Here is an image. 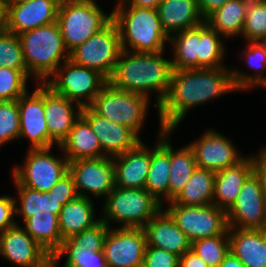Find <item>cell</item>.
Here are the masks:
<instances>
[{
    "label": "cell",
    "mask_w": 266,
    "mask_h": 267,
    "mask_svg": "<svg viewBox=\"0 0 266 267\" xmlns=\"http://www.w3.org/2000/svg\"><path fill=\"white\" fill-rule=\"evenodd\" d=\"M237 92L228 67L173 70L167 95L157 107L159 127L176 130L190 109Z\"/></svg>",
    "instance_id": "cell-1"
},
{
    "label": "cell",
    "mask_w": 266,
    "mask_h": 267,
    "mask_svg": "<svg viewBox=\"0 0 266 267\" xmlns=\"http://www.w3.org/2000/svg\"><path fill=\"white\" fill-rule=\"evenodd\" d=\"M165 51L133 52L122 50L108 83L123 91L141 94L150 99L156 92V107L167 95L173 71Z\"/></svg>",
    "instance_id": "cell-2"
},
{
    "label": "cell",
    "mask_w": 266,
    "mask_h": 267,
    "mask_svg": "<svg viewBox=\"0 0 266 267\" xmlns=\"http://www.w3.org/2000/svg\"><path fill=\"white\" fill-rule=\"evenodd\" d=\"M111 13L120 33L122 50L146 53L166 51L165 43L169 37L163 31L157 9L116 5Z\"/></svg>",
    "instance_id": "cell-3"
},
{
    "label": "cell",
    "mask_w": 266,
    "mask_h": 267,
    "mask_svg": "<svg viewBox=\"0 0 266 267\" xmlns=\"http://www.w3.org/2000/svg\"><path fill=\"white\" fill-rule=\"evenodd\" d=\"M18 36L27 73L36 78V83H45L63 62L70 59L57 21Z\"/></svg>",
    "instance_id": "cell-4"
},
{
    "label": "cell",
    "mask_w": 266,
    "mask_h": 267,
    "mask_svg": "<svg viewBox=\"0 0 266 267\" xmlns=\"http://www.w3.org/2000/svg\"><path fill=\"white\" fill-rule=\"evenodd\" d=\"M103 205L100 218L109 227L120 223L119 228H143L163 208L145 188L115 187Z\"/></svg>",
    "instance_id": "cell-5"
},
{
    "label": "cell",
    "mask_w": 266,
    "mask_h": 267,
    "mask_svg": "<svg viewBox=\"0 0 266 267\" xmlns=\"http://www.w3.org/2000/svg\"><path fill=\"white\" fill-rule=\"evenodd\" d=\"M112 20L96 0H61L57 22L69 53Z\"/></svg>",
    "instance_id": "cell-6"
},
{
    "label": "cell",
    "mask_w": 266,
    "mask_h": 267,
    "mask_svg": "<svg viewBox=\"0 0 266 267\" xmlns=\"http://www.w3.org/2000/svg\"><path fill=\"white\" fill-rule=\"evenodd\" d=\"M150 100L141 94L116 89L107 83L89 107L110 121L128 126L140 137Z\"/></svg>",
    "instance_id": "cell-7"
},
{
    "label": "cell",
    "mask_w": 266,
    "mask_h": 267,
    "mask_svg": "<svg viewBox=\"0 0 266 267\" xmlns=\"http://www.w3.org/2000/svg\"><path fill=\"white\" fill-rule=\"evenodd\" d=\"M107 83L108 79L99 71L75 64L70 59L45 82L56 94L81 107L89 106Z\"/></svg>",
    "instance_id": "cell-8"
},
{
    "label": "cell",
    "mask_w": 266,
    "mask_h": 267,
    "mask_svg": "<svg viewBox=\"0 0 266 267\" xmlns=\"http://www.w3.org/2000/svg\"><path fill=\"white\" fill-rule=\"evenodd\" d=\"M52 148L29 149L26 151L24 165H15L12 168V176L22 186L34 190L50 191L51 188L69 172V161L64 156L56 157L52 154Z\"/></svg>",
    "instance_id": "cell-9"
},
{
    "label": "cell",
    "mask_w": 266,
    "mask_h": 267,
    "mask_svg": "<svg viewBox=\"0 0 266 267\" xmlns=\"http://www.w3.org/2000/svg\"><path fill=\"white\" fill-rule=\"evenodd\" d=\"M122 52L120 33L111 20L104 28L70 52L75 64L99 71L107 79Z\"/></svg>",
    "instance_id": "cell-10"
},
{
    "label": "cell",
    "mask_w": 266,
    "mask_h": 267,
    "mask_svg": "<svg viewBox=\"0 0 266 267\" xmlns=\"http://www.w3.org/2000/svg\"><path fill=\"white\" fill-rule=\"evenodd\" d=\"M163 209L192 243L198 239L228 235L226 211L213 203L206 206L168 204Z\"/></svg>",
    "instance_id": "cell-11"
},
{
    "label": "cell",
    "mask_w": 266,
    "mask_h": 267,
    "mask_svg": "<svg viewBox=\"0 0 266 267\" xmlns=\"http://www.w3.org/2000/svg\"><path fill=\"white\" fill-rule=\"evenodd\" d=\"M226 214L229 228L266 229V198L254 171L243 183L237 199Z\"/></svg>",
    "instance_id": "cell-12"
},
{
    "label": "cell",
    "mask_w": 266,
    "mask_h": 267,
    "mask_svg": "<svg viewBox=\"0 0 266 267\" xmlns=\"http://www.w3.org/2000/svg\"><path fill=\"white\" fill-rule=\"evenodd\" d=\"M78 196L107 198L115 188L114 166L111 157L79 159L69 162Z\"/></svg>",
    "instance_id": "cell-13"
},
{
    "label": "cell",
    "mask_w": 266,
    "mask_h": 267,
    "mask_svg": "<svg viewBox=\"0 0 266 267\" xmlns=\"http://www.w3.org/2000/svg\"><path fill=\"white\" fill-rule=\"evenodd\" d=\"M147 237L143 228L110 227L103 253L108 267H142Z\"/></svg>",
    "instance_id": "cell-14"
},
{
    "label": "cell",
    "mask_w": 266,
    "mask_h": 267,
    "mask_svg": "<svg viewBox=\"0 0 266 267\" xmlns=\"http://www.w3.org/2000/svg\"><path fill=\"white\" fill-rule=\"evenodd\" d=\"M189 146L193 150L197 167L214 172L236 165L245 157L229 138L215 129H208Z\"/></svg>",
    "instance_id": "cell-15"
},
{
    "label": "cell",
    "mask_w": 266,
    "mask_h": 267,
    "mask_svg": "<svg viewBox=\"0 0 266 267\" xmlns=\"http://www.w3.org/2000/svg\"><path fill=\"white\" fill-rule=\"evenodd\" d=\"M19 139H28L29 149L48 148V130L44 117V83H37L29 94L27 90L18 100Z\"/></svg>",
    "instance_id": "cell-16"
},
{
    "label": "cell",
    "mask_w": 266,
    "mask_h": 267,
    "mask_svg": "<svg viewBox=\"0 0 266 267\" xmlns=\"http://www.w3.org/2000/svg\"><path fill=\"white\" fill-rule=\"evenodd\" d=\"M0 256L19 267H45L52 260L18 223L0 233Z\"/></svg>",
    "instance_id": "cell-17"
},
{
    "label": "cell",
    "mask_w": 266,
    "mask_h": 267,
    "mask_svg": "<svg viewBox=\"0 0 266 267\" xmlns=\"http://www.w3.org/2000/svg\"><path fill=\"white\" fill-rule=\"evenodd\" d=\"M81 110L82 107L78 103L56 94L44 83V117L48 130V148L61 145L74 122L81 116Z\"/></svg>",
    "instance_id": "cell-18"
},
{
    "label": "cell",
    "mask_w": 266,
    "mask_h": 267,
    "mask_svg": "<svg viewBox=\"0 0 266 267\" xmlns=\"http://www.w3.org/2000/svg\"><path fill=\"white\" fill-rule=\"evenodd\" d=\"M81 116L89 123L99 139L104 157H115L134 148L142 139L128 126L115 123L95 113L89 106L82 107Z\"/></svg>",
    "instance_id": "cell-19"
},
{
    "label": "cell",
    "mask_w": 266,
    "mask_h": 267,
    "mask_svg": "<svg viewBox=\"0 0 266 267\" xmlns=\"http://www.w3.org/2000/svg\"><path fill=\"white\" fill-rule=\"evenodd\" d=\"M61 0H30L7 7V31L17 35L57 21Z\"/></svg>",
    "instance_id": "cell-20"
},
{
    "label": "cell",
    "mask_w": 266,
    "mask_h": 267,
    "mask_svg": "<svg viewBox=\"0 0 266 267\" xmlns=\"http://www.w3.org/2000/svg\"><path fill=\"white\" fill-rule=\"evenodd\" d=\"M114 166L115 187L145 188L150 168L151 147L141 140L134 148L112 158Z\"/></svg>",
    "instance_id": "cell-21"
},
{
    "label": "cell",
    "mask_w": 266,
    "mask_h": 267,
    "mask_svg": "<svg viewBox=\"0 0 266 267\" xmlns=\"http://www.w3.org/2000/svg\"><path fill=\"white\" fill-rule=\"evenodd\" d=\"M174 130L159 128L156 145L151 148V161L145 189L163 206L168 202L170 176V135Z\"/></svg>",
    "instance_id": "cell-22"
},
{
    "label": "cell",
    "mask_w": 266,
    "mask_h": 267,
    "mask_svg": "<svg viewBox=\"0 0 266 267\" xmlns=\"http://www.w3.org/2000/svg\"><path fill=\"white\" fill-rule=\"evenodd\" d=\"M147 246L164 249L182 256L191 249V242L162 208L144 227Z\"/></svg>",
    "instance_id": "cell-23"
},
{
    "label": "cell",
    "mask_w": 266,
    "mask_h": 267,
    "mask_svg": "<svg viewBox=\"0 0 266 267\" xmlns=\"http://www.w3.org/2000/svg\"><path fill=\"white\" fill-rule=\"evenodd\" d=\"M254 171L252 155L245 156L236 165L216 172L212 203L227 211L237 199L243 183Z\"/></svg>",
    "instance_id": "cell-24"
},
{
    "label": "cell",
    "mask_w": 266,
    "mask_h": 267,
    "mask_svg": "<svg viewBox=\"0 0 266 267\" xmlns=\"http://www.w3.org/2000/svg\"><path fill=\"white\" fill-rule=\"evenodd\" d=\"M157 11L168 37L205 22L197 0H161Z\"/></svg>",
    "instance_id": "cell-25"
},
{
    "label": "cell",
    "mask_w": 266,
    "mask_h": 267,
    "mask_svg": "<svg viewBox=\"0 0 266 267\" xmlns=\"http://www.w3.org/2000/svg\"><path fill=\"white\" fill-rule=\"evenodd\" d=\"M230 252L245 267H266V229L229 228Z\"/></svg>",
    "instance_id": "cell-26"
},
{
    "label": "cell",
    "mask_w": 266,
    "mask_h": 267,
    "mask_svg": "<svg viewBox=\"0 0 266 267\" xmlns=\"http://www.w3.org/2000/svg\"><path fill=\"white\" fill-rule=\"evenodd\" d=\"M57 147L69 162L104 157L99 139L82 116L74 122L67 138Z\"/></svg>",
    "instance_id": "cell-27"
},
{
    "label": "cell",
    "mask_w": 266,
    "mask_h": 267,
    "mask_svg": "<svg viewBox=\"0 0 266 267\" xmlns=\"http://www.w3.org/2000/svg\"><path fill=\"white\" fill-rule=\"evenodd\" d=\"M94 202L91 198L78 196L67 202L58 215L62 240H66L97 224Z\"/></svg>",
    "instance_id": "cell-28"
},
{
    "label": "cell",
    "mask_w": 266,
    "mask_h": 267,
    "mask_svg": "<svg viewBox=\"0 0 266 267\" xmlns=\"http://www.w3.org/2000/svg\"><path fill=\"white\" fill-rule=\"evenodd\" d=\"M247 49L242 50V57L244 58L248 68L253 69L254 75L243 72L240 69L231 67L232 81L236 90L239 92L246 89L266 87V52L258 42H247Z\"/></svg>",
    "instance_id": "cell-29"
},
{
    "label": "cell",
    "mask_w": 266,
    "mask_h": 267,
    "mask_svg": "<svg viewBox=\"0 0 266 267\" xmlns=\"http://www.w3.org/2000/svg\"><path fill=\"white\" fill-rule=\"evenodd\" d=\"M215 177L216 172L197 167L183 190L172 201L166 204L185 206H206L212 204Z\"/></svg>",
    "instance_id": "cell-30"
},
{
    "label": "cell",
    "mask_w": 266,
    "mask_h": 267,
    "mask_svg": "<svg viewBox=\"0 0 266 267\" xmlns=\"http://www.w3.org/2000/svg\"><path fill=\"white\" fill-rule=\"evenodd\" d=\"M248 2L228 0L211 13L205 22L225 39L242 35Z\"/></svg>",
    "instance_id": "cell-31"
},
{
    "label": "cell",
    "mask_w": 266,
    "mask_h": 267,
    "mask_svg": "<svg viewBox=\"0 0 266 267\" xmlns=\"http://www.w3.org/2000/svg\"><path fill=\"white\" fill-rule=\"evenodd\" d=\"M23 223L25 231L51 256L60 248L63 240L57 214L40 211Z\"/></svg>",
    "instance_id": "cell-32"
},
{
    "label": "cell",
    "mask_w": 266,
    "mask_h": 267,
    "mask_svg": "<svg viewBox=\"0 0 266 267\" xmlns=\"http://www.w3.org/2000/svg\"><path fill=\"white\" fill-rule=\"evenodd\" d=\"M168 43L173 49V70L198 69L199 25L170 36Z\"/></svg>",
    "instance_id": "cell-33"
},
{
    "label": "cell",
    "mask_w": 266,
    "mask_h": 267,
    "mask_svg": "<svg viewBox=\"0 0 266 267\" xmlns=\"http://www.w3.org/2000/svg\"><path fill=\"white\" fill-rule=\"evenodd\" d=\"M170 141V176L168 202L172 201L184 188L193 171L197 168L195 156L189 144L175 150Z\"/></svg>",
    "instance_id": "cell-34"
},
{
    "label": "cell",
    "mask_w": 266,
    "mask_h": 267,
    "mask_svg": "<svg viewBox=\"0 0 266 267\" xmlns=\"http://www.w3.org/2000/svg\"><path fill=\"white\" fill-rule=\"evenodd\" d=\"M224 38L206 22L199 25L198 69L226 67Z\"/></svg>",
    "instance_id": "cell-35"
},
{
    "label": "cell",
    "mask_w": 266,
    "mask_h": 267,
    "mask_svg": "<svg viewBox=\"0 0 266 267\" xmlns=\"http://www.w3.org/2000/svg\"><path fill=\"white\" fill-rule=\"evenodd\" d=\"M51 257L57 266L63 257L66 258L63 267H108L103 251L79 247L70 238L64 240Z\"/></svg>",
    "instance_id": "cell-36"
},
{
    "label": "cell",
    "mask_w": 266,
    "mask_h": 267,
    "mask_svg": "<svg viewBox=\"0 0 266 267\" xmlns=\"http://www.w3.org/2000/svg\"><path fill=\"white\" fill-rule=\"evenodd\" d=\"M191 250L201 257L209 267H218L230 252L228 235H217L198 239L191 243Z\"/></svg>",
    "instance_id": "cell-37"
},
{
    "label": "cell",
    "mask_w": 266,
    "mask_h": 267,
    "mask_svg": "<svg viewBox=\"0 0 266 267\" xmlns=\"http://www.w3.org/2000/svg\"><path fill=\"white\" fill-rule=\"evenodd\" d=\"M27 69L0 67V101L18 100L27 91Z\"/></svg>",
    "instance_id": "cell-38"
},
{
    "label": "cell",
    "mask_w": 266,
    "mask_h": 267,
    "mask_svg": "<svg viewBox=\"0 0 266 267\" xmlns=\"http://www.w3.org/2000/svg\"><path fill=\"white\" fill-rule=\"evenodd\" d=\"M247 42L266 37V1L248 2L242 35Z\"/></svg>",
    "instance_id": "cell-39"
},
{
    "label": "cell",
    "mask_w": 266,
    "mask_h": 267,
    "mask_svg": "<svg viewBox=\"0 0 266 267\" xmlns=\"http://www.w3.org/2000/svg\"><path fill=\"white\" fill-rule=\"evenodd\" d=\"M0 67L27 69L21 41L15 33L0 32Z\"/></svg>",
    "instance_id": "cell-40"
},
{
    "label": "cell",
    "mask_w": 266,
    "mask_h": 267,
    "mask_svg": "<svg viewBox=\"0 0 266 267\" xmlns=\"http://www.w3.org/2000/svg\"><path fill=\"white\" fill-rule=\"evenodd\" d=\"M20 134L19 107L17 100L0 101V149Z\"/></svg>",
    "instance_id": "cell-41"
},
{
    "label": "cell",
    "mask_w": 266,
    "mask_h": 267,
    "mask_svg": "<svg viewBox=\"0 0 266 267\" xmlns=\"http://www.w3.org/2000/svg\"><path fill=\"white\" fill-rule=\"evenodd\" d=\"M12 179L18 197H14L15 216H21L25 222L29 217L42 211V192L22 186L14 177Z\"/></svg>",
    "instance_id": "cell-42"
},
{
    "label": "cell",
    "mask_w": 266,
    "mask_h": 267,
    "mask_svg": "<svg viewBox=\"0 0 266 267\" xmlns=\"http://www.w3.org/2000/svg\"><path fill=\"white\" fill-rule=\"evenodd\" d=\"M110 227L101 219L97 224L70 237L79 247L98 252L103 251L104 239Z\"/></svg>",
    "instance_id": "cell-43"
},
{
    "label": "cell",
    "mask_w": 266,
    "mask_h": 267,
    "mask_svg": "<svg viewBox=\"0 0 266 267\" xmlns=\"http://www.w3.org/2000/svg\"><path fill=\"white\" fill-rule=\"evenodd\" d=\"M180 256L152 246H147L142 267H179Z\"/></svg>",
    "instance_id": "cell-44"
},
{
    "label": "cell",
    "mask_w": 266,
    "mask_h": 267,
    "mask_svg": "<svg viewBox=\"0 0 266 267\" xmlns=\"http://www.w3.org/2000/svg\"><path fill=\"white\" fill-rule=\"evenodd\" d=\"M53 194L60 200L64 206L78 197L73 176L68 172L52 188Z\"/></svg>",
    "instance_id": "cell-45"
},
{
    "label": "cell",
    "mask_w": 266,
    "mask_h": 267,
    "mask_svg": "<svg viewBox=\"0 0 266 267\" xmlns=\"http://www.w3.org/2000/svg\"><path fill=\"white\" fill-rule=\"evenodd\" d=\"M15 201L11 195L0 196V233L15 226Z\"/></svg>",
    "instance_id": "cell-46"
},
{
    "label": "cell",
    "mask_w": 266,
    "mask_h": 267,
    "mask_svg": "<svg viewBox=\"0 0 266 267\" xmlns=\"http://www.w3.org/2000/svg\"><path fill=\"white\" fill-rule=\"evenodd\" d=\"M254 172L259 177L263 194L266 198V146L259 150L258 154H253Z\"/></svg>",
    "instance_id": "cell-47"
},
{
    "label": "cell",
    "mask_w": 266,
    "mask_h": 267,
    "mask_svg": "<svg viewBox=\"0 0 266 267\" xmlns=\"http://www.w3.org/2000/svg\"><path fill=\"white\" fill-rule=\"evenodd\" d=\"M63 205L62 200L58 199L54 194L53 190L42 192V211L50 212L52 214L59 215Z\"/></svg>",
    "instance_id": "cell-48"
},
{
    "label": "cell",
    "mask_w": 266,
    "mask_h": 267,
    "mask_svg": "<svg viewBox=\"0 0 266 267\" xmlns=\"http://www.w3.org/2000/svg\"><path fill=\"white\" fill-rule=\"evenodd\" d=\"M179 267H209L206 262L191 249L179 259Z\"/></svg>",
    "instance_id": "cell-49"
},
{
    "label": "cell",
    "mask_w": 266,
    "mask_h": 267,
    "mask_svg": "<svg viewBox=\"0 0 266 267\" xmlns=\"http://www.w3.org/2000/svg\"><path fill=\"white\" fill-rule=\"evenodd\" d=\"M199 10L202 16L206 19L216 9L223 6L228 0H197Z\"/></svg>",
    "instance_id": "cell-50"
},
{
    "label": "cell",
    "mask_w": 266,
    "mask_h": 267,
    "mask_svg": "<svg viewBox=\"0 0 266 267\" xmlns=\"http://www.w3.org/2000/svg\"><path fill=\"white\" fill-rule=\"evenodd\" d=\"M161 0H118L116 5H130L138 8L157 9Z\"/></svg>",
    "instance_id": "cell-51"
},
{
    "label": "cell",
    "mask_w": 266,
    "mask_h": 267,
    "mask_svg": "<svg viewBox=\"0 0 266 267\" xmlns=\"http://www.w3.org/2000/svg\"><path fill=\"white\" fill-rule=\"evenodd\" d=\"M218 267H245V266L233 253L229 252Z\"/></svg>",
    "instance_id": "cell-52"
},
{
    "label": "cell",
    "mask_w": 266,
    "mask_h": 267,
    "mask_svg": "<svg viewBox=\"0 0 266 267\" xmlns=\"http://www.w3.org/2000/svg\"><path fill=\"white\" fill-rule=\"evenodd\" d=\"M7 31V7L4 0H0V32Z\"/></svg>",
    "instance_id": "cell-53"
},
{
    "label": "cell",
    "mask_w": 266,
    "mask_h": 267,
    "mask_svg": "<svg viewBox=\"0 0 266 267\" xmlns=\"http://www.w3.org/2000/svg\"><path fill=\"white\" fill-rule=\"evenodd\" d=\"M6 3V7L29 2L30 0H4Z\"/></svg>",
    "instance_id": "cell-54"
},
{
    "label": "cell",
    "mask_w": 266,
    "mask_h": 267,
    "mask_svg": "<svg viewBox=\"0 0 266 267\" xmlns=\"http://www.w3.org/2000/svg\"><path fill=\"white\" fill-rule=\"evenodd\" d=\"M258 43L260 44V46H261V47L265 50V52H266V37L260 39V40L258 41Z\"/></svg>",
    "instance_id": "cell-55"
},
{
    "label": "cell",
    "mask_w": 266,
    "mask_h": 267,
    "mask_svg": "<svg viewBox=\"0 0 266 267\" xmlns=\"http://www.w3.org/2000/svg\"><path fill=\"white\" fill-rule=\"evenodd\" d=\"M45 267H57V265L51 260Z\"/></svg>",
    "instance_id": "cell-56"
},
{
    "label": "cell",
    "mask_w": 266,
    "mask_h": 267,
    "mask_svg": "<svg viewBox=\"0 0 266 267\" xmlns=\"http://www.w3.org/2000/svg\"><path fill=\"white\" fill-rule=\"evenodd\" d=\"M244 1H247V2H260V1H266V0H244Z\"/></svg>",
    "instance_id": "cell-57"
}]
</instances>
